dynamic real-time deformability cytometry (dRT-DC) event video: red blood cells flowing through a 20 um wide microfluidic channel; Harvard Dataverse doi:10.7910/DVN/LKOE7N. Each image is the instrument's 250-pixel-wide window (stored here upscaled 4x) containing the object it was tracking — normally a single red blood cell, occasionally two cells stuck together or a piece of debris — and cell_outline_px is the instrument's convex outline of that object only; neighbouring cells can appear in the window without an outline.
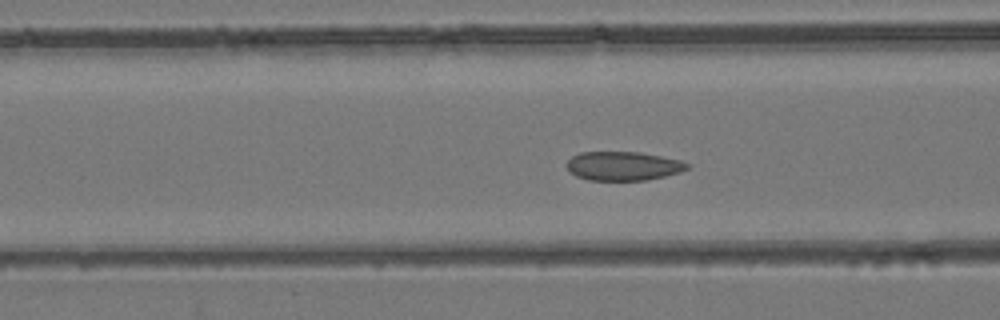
{"species": "common noctule bat (a hibernating species)", "species_latin": "Nyctalus noctula", "temperature_condition": "room temperature", "stored_images_in_passage": 47, "camera_frame_rate_fps": 3000, "um_per_image_px": 0.085, "animal": {"sex": "female", "body_mass_g": 24.6, "forearm_length_mm": 56.2}, "frame": {"image": 1, "passage_image": 21, "time_ms": 6.667, "image_size_px": [1000, 320], "cell_outline_px": [[692, 164], [688, 168], [680, 172], [648, 180], [588, 180], [576, 176], [564, 164], [572, 156], [580, 152], [640, 152], [680, 160]], "centroid_in_image_um": [52.97, 14.11], "position_along_channel_um": 113.6, "area_um2": 20.35}}
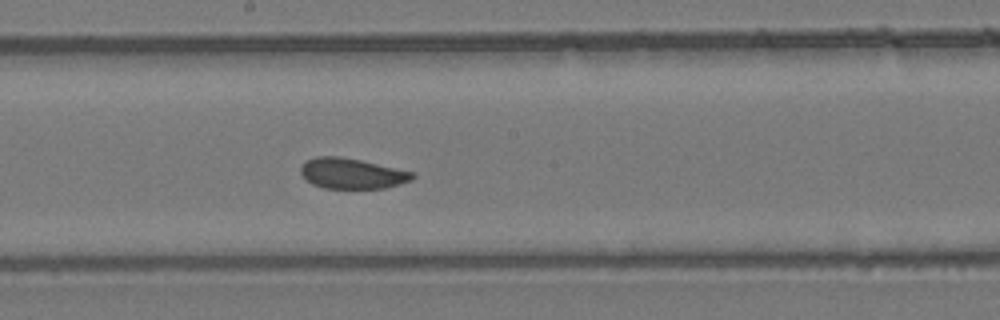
{"frame": {"image": 2, "passage_image": 29, "time_ms": 9.333, "image_size_px": [1000, 320], "cell_outline_px": [[416, 176], [412, 180], [400, 184], [384, 188], [324, 188], [312, 184], [300, 172], [300, 164], [316, 156], [340, 156], [360, 160], [416, 172]], "centroid_in_image_um": [29.94, 14.74], "position_along_channel_um": 218.3, "area_um2": 19.94}}
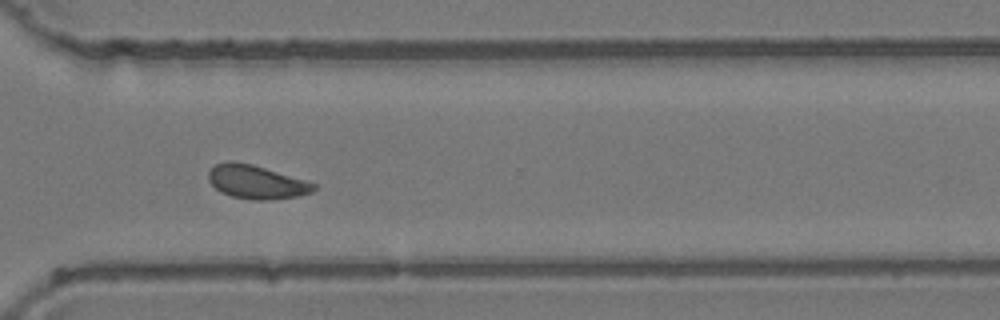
{"frame": {"image": 3, "passage_image": 39, "time_ms": 12.667, "image_size_px": [1000, 320], "cell_outline_px": [[316, 188], [312, 192], [296, 196], [272, 200], [252, 200], [232, 196], [220, 192], [208, 180], [208, 172], [216, 164], [228, 160], [232, 160], [252, 164], [304, 180], [316, 184]], "centroid_in_image_um": [21.76, 15.47], "position_along_channel_um": 348.8, "area_um2": 20.52}, "authors_computed_cell_mechanics": {"area_um2": 20.8658, "velocity_mm_per_s": 3.9202, "shape_relaxation_time_tau1_ms": null, "shape_relaxation_time_tau2_ms": 0.7297, "deformation_change_tau1": null, "deformation_change_tau2": 0.0636}}